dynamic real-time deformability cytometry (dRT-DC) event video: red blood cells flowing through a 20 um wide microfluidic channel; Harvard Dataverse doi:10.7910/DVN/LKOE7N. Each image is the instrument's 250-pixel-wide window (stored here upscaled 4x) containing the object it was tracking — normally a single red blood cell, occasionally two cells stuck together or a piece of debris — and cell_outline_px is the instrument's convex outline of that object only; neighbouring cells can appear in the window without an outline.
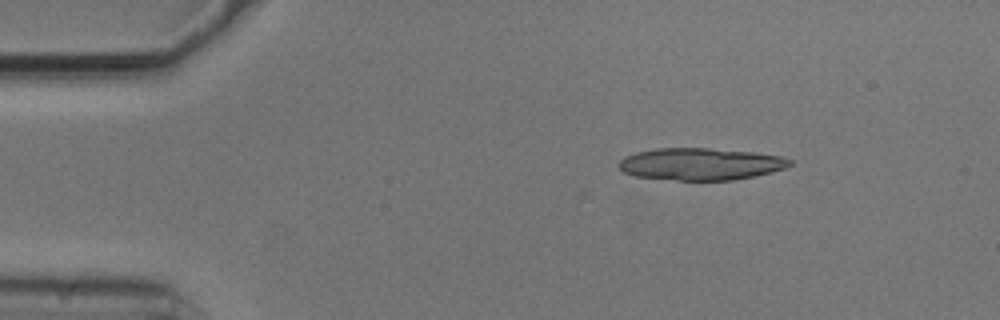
{"species": "common noctule bat (a hibernating species)", "species_latin": "Nyctalus noctula", "temperature_condition": "cold", "stored_images_in_passage": 5, "camera_frame_rate_fps": 3000, "um_per_image_px": 0.085, "animal": {"sex": "male", "body_mass_g": 20.5, "forearm_length_mm": 52.5}, "frame": {"image": 1, "passage_image": 2, "time_ms": 0.333, "image_size_px": [1000, 320], "cell_outline_px": [[792, 164], [784, 168], [752, 176], [732, 180], [676, 180], [636, 176], [624, 172], [616, 164], [624, 156], [636, 152], [656, 148], [708, 148], [752, 152], [780, 156], [792, 160]], "centroid_in_image_um": [59.49, 13.93], "position_along_channel_um": 25.5, "area_um2": 31.73}}